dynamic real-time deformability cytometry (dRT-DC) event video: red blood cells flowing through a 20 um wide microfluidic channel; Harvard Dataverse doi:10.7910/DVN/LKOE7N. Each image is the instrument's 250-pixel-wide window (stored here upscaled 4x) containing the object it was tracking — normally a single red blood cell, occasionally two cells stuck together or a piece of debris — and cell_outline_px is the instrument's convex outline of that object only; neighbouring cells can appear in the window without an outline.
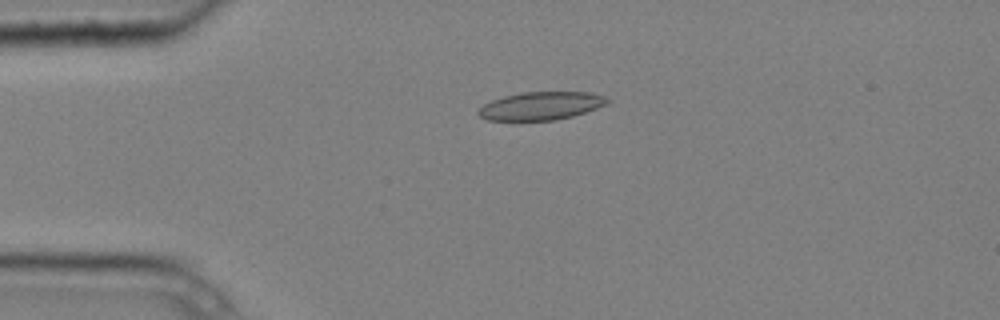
{"species": "common noctule bat (a hibernating species)", "species_latin": "Nyctalus noctula", "temperature_condition": "cold", "stored_images_in_passage": 6, "camera_frame_rate_fps": 3000, "um_per_image_px": 0.085, "animal": {"sex": "male", "body_mass_g": 20.4}, "frame": {"image": 1, "passage_image": 3, "time_ms": 0.667, "image_size_px": [1000, 320], "cell_outline_px": [[612, 100], [608, 104], [572, 116], [556, 120], [488, 120], [480, 116], [476, 112], [484, 104], [492, 100], [504, 96], [520, 92], [592, 92], [604, 96]], "centroid_in_image_um": [46.01, 8.99], "position_along_channel_um": 39.0, "area_um2": 21.1}}
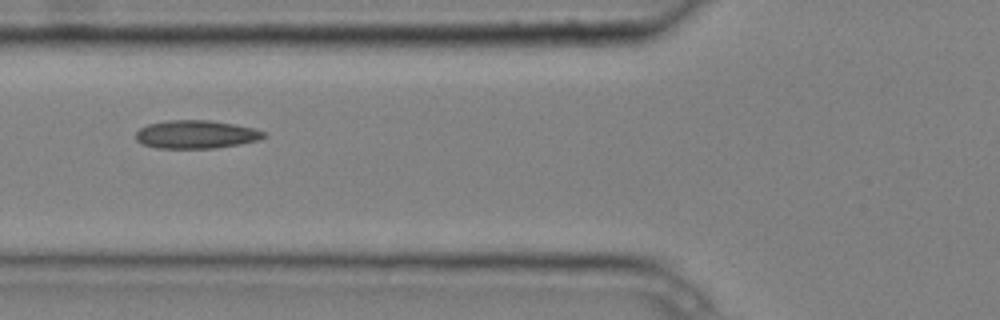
{"frame": {"image": 2, "passage_image": 5, "time_ms": 1.333, "image_size_px": [1000, 320], "cell_outline_px": [[268, 136], [256, 140], [240, 144], [216, 148], [156, 148], [144, 144], [136, 140], [136, 132], [140, 128], [148, 124], [168, 120], [208, 120], [236, 124], [252, 128], [264, 132]], "centroid_in_image_um": [16.66, 11.42], "position_along_channel_um": 109.1, "area_um2": 20.98}}
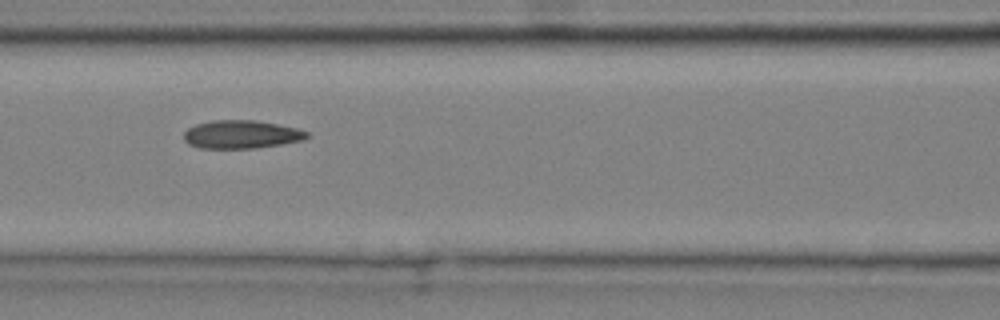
{"frame": {"image": 3, "passage_image": 6, "time_ms": 1.667, "image_size_px": [1000, 320], "cell_outline_px": [[312, 136], [304, 140], [256, 148], [200, 148], [188, 144], [184, 140], [184, 132], [188, 128], [196, 124], [212, 120], [256, 120], [296, 128], [308, 132]], "centroid_in_image_um": [20.52, 11.42], "position_along_channel_um": 146.1, "area_um2": 20.29}}